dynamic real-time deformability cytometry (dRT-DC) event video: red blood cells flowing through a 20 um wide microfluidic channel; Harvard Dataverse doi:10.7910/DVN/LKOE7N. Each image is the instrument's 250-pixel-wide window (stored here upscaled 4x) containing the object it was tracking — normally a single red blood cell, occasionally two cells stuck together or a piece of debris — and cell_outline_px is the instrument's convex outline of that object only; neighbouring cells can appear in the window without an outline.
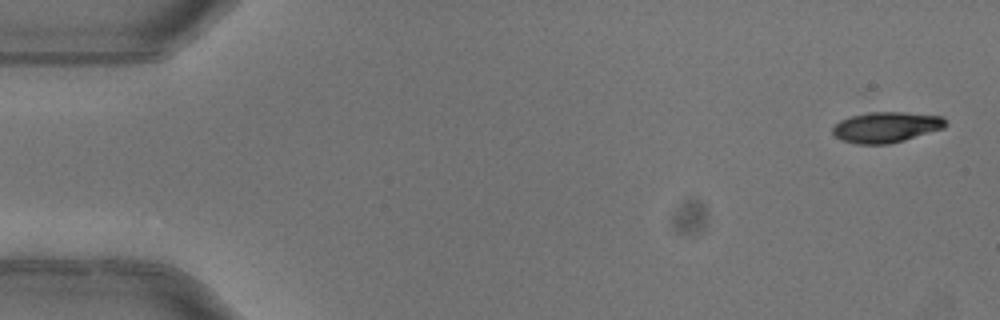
{"species": "common noctule bat (a hibernating species)", "species_latin": "Nyctalus noctula", "temperature_condition": "warm", "stored_images_in_passage": 7, "camera_frame_rate_fps": 3000, "um_per_image_px": 0.085, "animal": {"sex": "female"}, "frame": {"image": 1, "passage_image": 1, "time_ms": 0.0, "image_size_px": [1000, 320], "cell_outline_px": [[948, 124], [944, 128], [904, 140], [888, 144], [856, 144], [840, 140], [832, 132], [832, 128], [840, 120], [852, 116], [868, 112], [904, 112], [944, 116]], "centroid_in_image_um": [75.34, 10.81], "position_along_channel_um": 9.7, "area_um2": 20.23}}
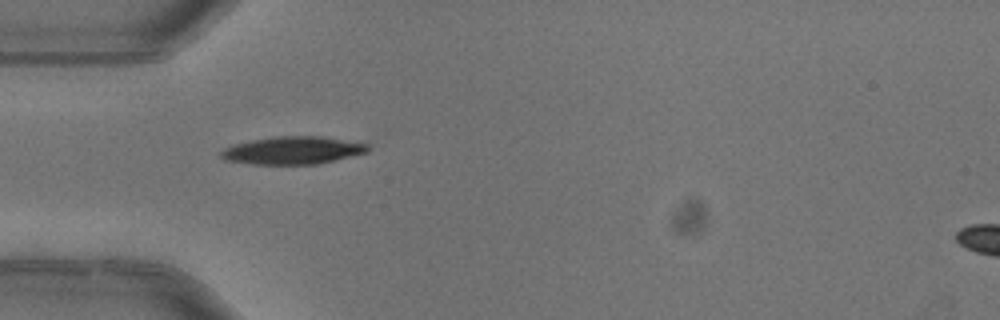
{"frame": {"image": 2, "passage_image": 5, "time_ms": 1.333, "image_size_px": [1000, 320], "cell_outline_px": [[372, 148], [368, 152], [316, 164], [252, 164], [224, 160], [220, 156], [220, 152], [224, 148], [232, 144], [272, 136], [324, 136], [368, 140], [372, 144]], "centroid_in_image_um": [25.03, 12.75], "position_along_channel_um": 60.0, "area_um2": 24.57}}